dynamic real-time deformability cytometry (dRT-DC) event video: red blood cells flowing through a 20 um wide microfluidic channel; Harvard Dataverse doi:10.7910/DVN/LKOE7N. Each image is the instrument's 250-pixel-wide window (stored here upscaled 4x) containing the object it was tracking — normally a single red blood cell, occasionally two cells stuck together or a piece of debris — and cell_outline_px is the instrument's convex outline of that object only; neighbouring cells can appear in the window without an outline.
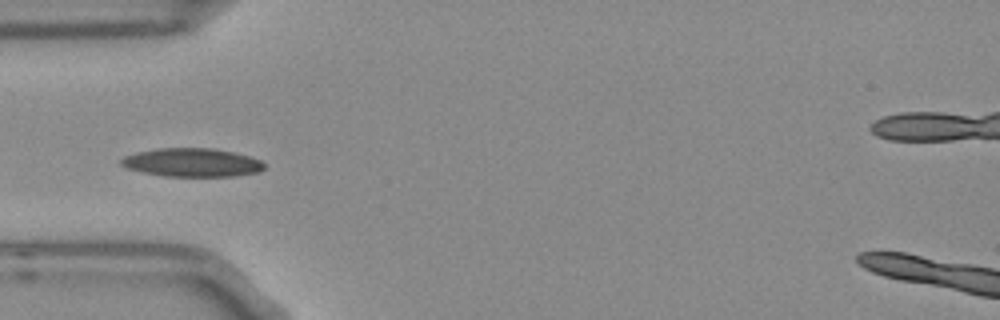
{"species": "Egyptian fruit bat (a non-hibernating species)", "species_latin": "Rousettus aegyptiacus", "temperature_condition": "room temperature", "stored_images_in_passage": 18, "camera_frame_rate_fps": 3000, "um_per_image_px": 0.085, "frame": {"image": 1, "passage_image": 3, "time_ms": 0.667, "image_size_px": [1000, 320], "cell_outline_px": [[264, 168], [260, 172], [236, 176], [164, 176], [144, 172], [128, 168], [120, 164], [120, 160], [124, 156], [136, 152], [160, 148], [212, 148], [232, 152], [248, 156], [260, 160], [264, 164]], "centroid_in_image_um": [16.32, 13.81], "position_along_channel_um": 68.7, "area_um2": 23.64}}